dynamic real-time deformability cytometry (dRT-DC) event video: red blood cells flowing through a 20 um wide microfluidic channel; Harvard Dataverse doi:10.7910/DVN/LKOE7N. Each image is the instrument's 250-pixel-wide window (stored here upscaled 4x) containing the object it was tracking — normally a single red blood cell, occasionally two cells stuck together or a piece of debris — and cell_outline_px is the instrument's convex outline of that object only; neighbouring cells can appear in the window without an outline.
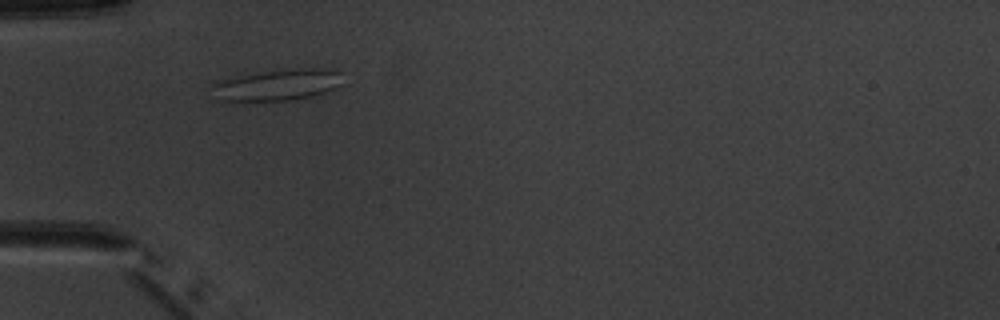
{"species": "common noctule bat (a hibernating species)", "species_latin": "Nyctalus noctula", "temperature_condition": "warm", "stored_images_in_passage": 5, "camera_frame_rate_fps": 3000, "um_per_image_px": 0.085, "animal": {"sex": "male", "body_mass_g": 20.1, "forearm_length_mm": 53.5}, "frame": {"image": 1, "passage_image": 1, "time_ms": 0.0, "image_size_px": [1000, 320], "cell_outline_px": [[344, 84], [324, 92], [308, 96], [288, 100], [220, 100], [208, 88], [212, 84], [220, 80], [236, 76], [260, 72], [300, 68], [320, 68], [344, 72]], "centroid_in_image_um": [23.62, 7.19], "position_along_channel_um": 61.4, "area_um2": 23.76}}
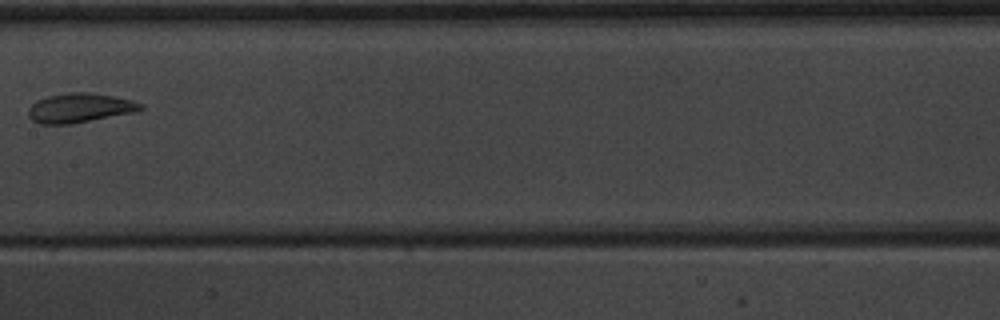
{"frame": {"image": 2, "passage_image": 4, "time_ms": 3.667, "image_size_px": [1000, 320], "cell_outline_px": [[144, 108], [132, 112], [72, 124], [40, 124], [32, 120], [28, 116], [28, 108], [36, 100], [48, 96], [68, 92], [88, 92], [116, 96], [132, 100], [144, 104]], "centroid_in_image_um": [6.75, 9.16], "position_along_channel_um": 200.6, "area_um2": 19.25}}
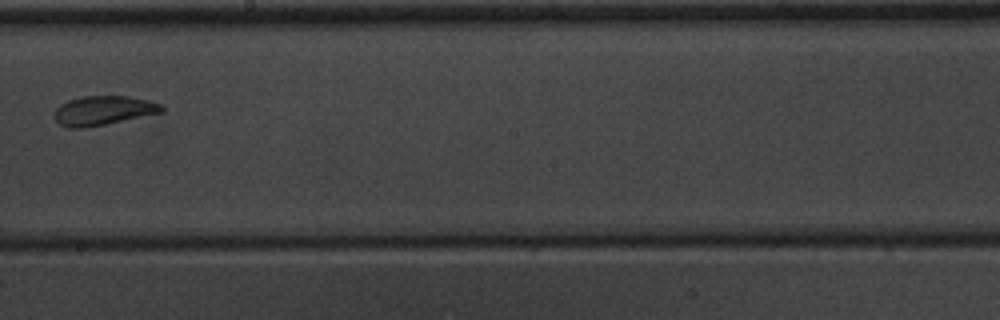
{"frame": {"image": 3, "passage_image": 5, "time_ms": 4.667, "image_size_px": [1000, 320], "cell_outline_px": [[164, 112], [84, 128], [72, 128], [60, 124], [56, 120], [56, 108], [60, 104], [68, 100], [80, 96], [128, 96], [148, 100], [160, 104], [164, 108]], "centroid_in_image_um": [8.79, 9.38], "position_along_channel_um": 239.4, "area_um2": 18.09}}